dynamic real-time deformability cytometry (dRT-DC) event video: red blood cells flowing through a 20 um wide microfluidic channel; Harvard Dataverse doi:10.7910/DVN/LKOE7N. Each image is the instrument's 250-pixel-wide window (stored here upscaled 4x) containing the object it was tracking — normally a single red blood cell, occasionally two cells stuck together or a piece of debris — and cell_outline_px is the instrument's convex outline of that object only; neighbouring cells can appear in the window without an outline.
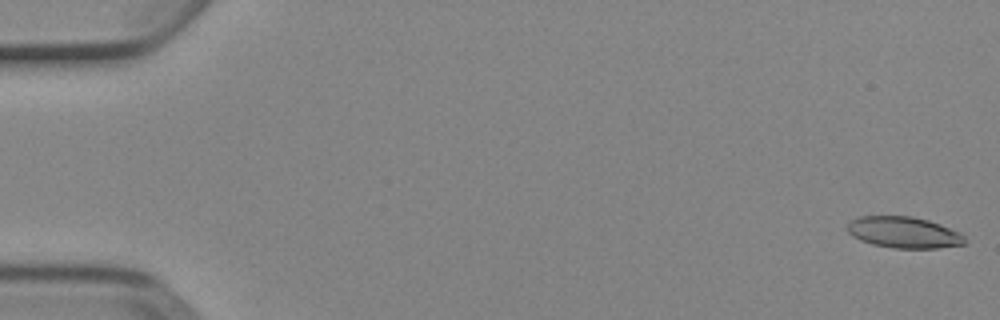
{"species": "Egyptian fruit bat (a non-hibernating species)", "species_latin": "Rousettus aegyptiacus", "temperature_condition": "cold", "stored_images_in_passage": 6, "camera_frame_rate_fps": 3000, "um_per_image_px": 0.085, "animal": {"sex": "female"}, "frame": {"image": 1, "passage_image": 1, "time_ms": 0.0, "image_size_px": [1000, 320], "cell_outline_px": [[968, 244], [936, 248], [896, 248], [872, 244], [860, 240], [852, 236], [848, 232], [848, 224], [852, 220], [860, 216], [912, 216], [928, 220], [940, 224], [960, 232], [964, 236]], "centroid_in_image_um": [76.86, 19.75], "position_along_channel_um": 8.1, "area_um2": 21.44}}
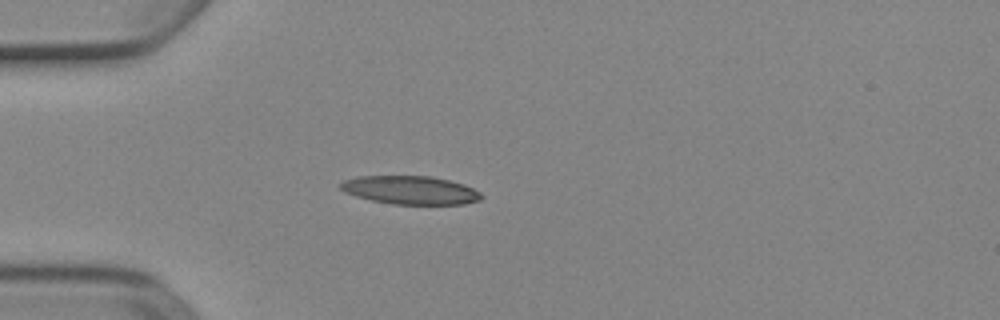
{"frame": {"image": 2, "passage_image": 5, "time_ms": 1.333, "image_size_px": [1000, 320], "cell_outline_px": [[484, 196], [480, 200], [464, 204], [392, 204], [372, 200], [356, 196], [344, 192], [340, 188], [340, 184], [344, 180], [356, 176], [432, 176], [464, 184], [480, 192]], "centroid_in_image_um": [34.89, 16.15], "position_along_channel_um": 50.1, "area_um2": 23.29}}